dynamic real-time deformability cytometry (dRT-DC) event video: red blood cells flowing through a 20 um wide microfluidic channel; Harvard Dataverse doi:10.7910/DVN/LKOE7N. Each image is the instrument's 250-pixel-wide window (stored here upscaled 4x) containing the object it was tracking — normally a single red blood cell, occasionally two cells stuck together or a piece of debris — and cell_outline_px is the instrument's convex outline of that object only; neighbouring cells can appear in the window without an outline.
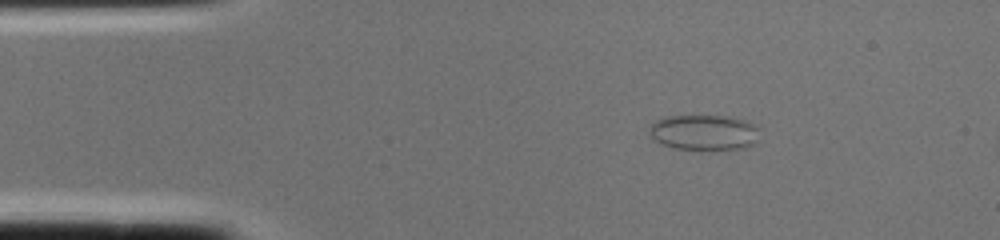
{"species": "common noctule bat (a hibernating species)", "species_latin": "Nyctalus noctula", "temperature_condition": "cold", "stored_images_in_passage": 2, "camera_frame_rate_fps": 3000, "um_per_image_px": 0.085, "animal": {"sex": "female", "body_mass_g": 22.0, "forearm_length_mm": 56.7}, "frame": {"image": 1, "passage_image": 1, "time_ms": 0.0, "image_size_px": [1000, 240], "cell_outline_px": [[760, 128], [756, 144], [744, 148], [700, 152], [672, 148], [660, 144], [652, 140], [648, 132], [648, 128], [656, 120], [664, 116], [728, 116], [744, 120]], "centroid_in_image_um": [59.81, 11.3], "position_along_channel_um": 25.2, "area_um2": 23.81}}